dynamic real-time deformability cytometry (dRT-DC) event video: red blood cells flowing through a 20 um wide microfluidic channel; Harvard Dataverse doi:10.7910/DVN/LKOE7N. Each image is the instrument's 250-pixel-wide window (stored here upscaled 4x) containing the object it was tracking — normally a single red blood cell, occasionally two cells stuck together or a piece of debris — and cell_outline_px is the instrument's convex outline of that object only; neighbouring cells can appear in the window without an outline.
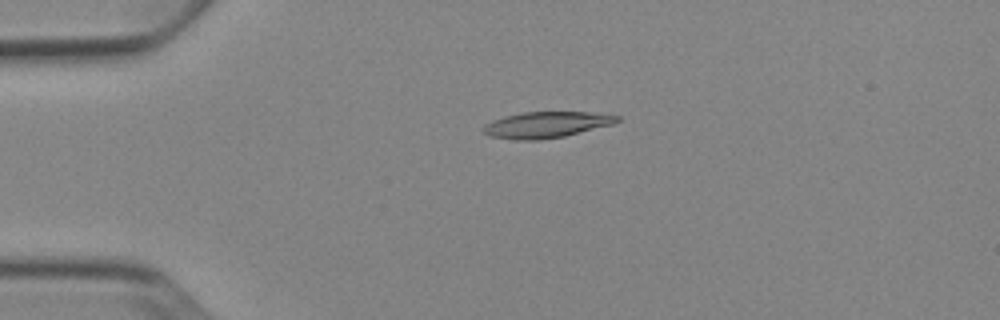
{"species": "Egyptian fruit bat (a non-hibernating species)", "species_latin": "Rousettus aegyptiacus", "temperature_condition": "cold", "stored_images_in_passage": 52, "camera_frame_rate_fps": 3000, "um_per_image_px": 0.085, "animal": {"sex": "female"}, "frame": {"image": 1, "passage_image": 12, "time_ms": 3.667, "image_size_px": [1000, 320], "cell_outline_px": [[620, 120], [612, 124], [564, 136], [540, 140], [516, 140], [488, 136], [484, 132], [484, 124], [492, 120], [504, 116], [524, 112], [588, 112], [620, 116]], "centroid_in_image_um": [46.39, 10.6], "position_along_channel_um": 38.6, "area_um2": 20.23}}
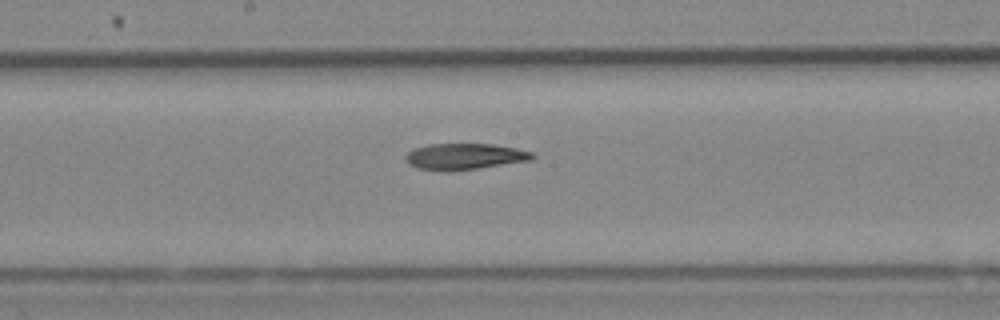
{"frame": {"image": 2, "passage_image": 28, "time_ms": 9.0, "image_size_px": [1000, 320], "cell_outline_px": [[536, 156], [532, 160], [448, 172], [440, 172], [420, 168], [408, 164], [404, 156], [412, 148], [428, 144], [492, 144], [516, 148], [532, 152]], "centroid_in_image_um": [39.45, 13.3], "position_along_channel_um": 208.7, "area_um2": 19.48}}
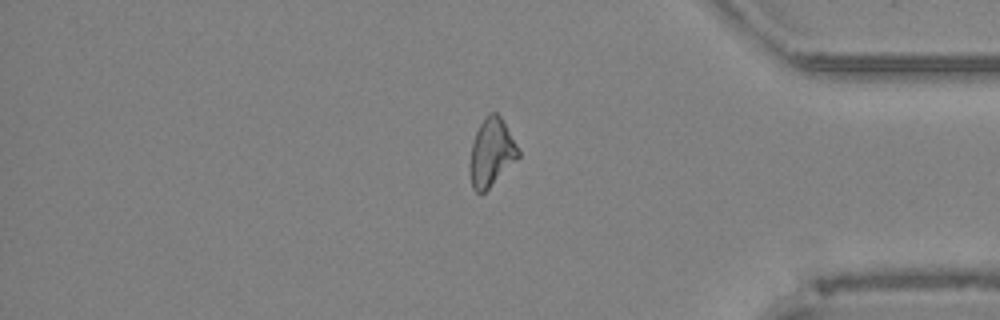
{"frame": {"image": 3, "passage_image": 44, "time_ms": 14.333, "image_size_px": [1000, 320], "cell_outline_px": [[520, 156], [480, 196], [472, 188], [468, 172], [468, 164], [472, 144], [476, 132], [480, 124], [488, 112], [496, 112], [500, 116], [516, 144], [520, 152]], "centroid_in_image_um": [41.72, 12.99], "position_along_channel_um": 393.5, "area_um2": 19.13}, "authors_computed_cell_mechanics": {"area_um2": 19.7676, "velocity_mm_per_s": 3.8608, "shape_relaxation_time_tau1_ms": null, "shape_relaxation_time_tau2_ms": 11.3457, "deformation_change_tau1": null, "deformation_change_tau2": 0.2467}}